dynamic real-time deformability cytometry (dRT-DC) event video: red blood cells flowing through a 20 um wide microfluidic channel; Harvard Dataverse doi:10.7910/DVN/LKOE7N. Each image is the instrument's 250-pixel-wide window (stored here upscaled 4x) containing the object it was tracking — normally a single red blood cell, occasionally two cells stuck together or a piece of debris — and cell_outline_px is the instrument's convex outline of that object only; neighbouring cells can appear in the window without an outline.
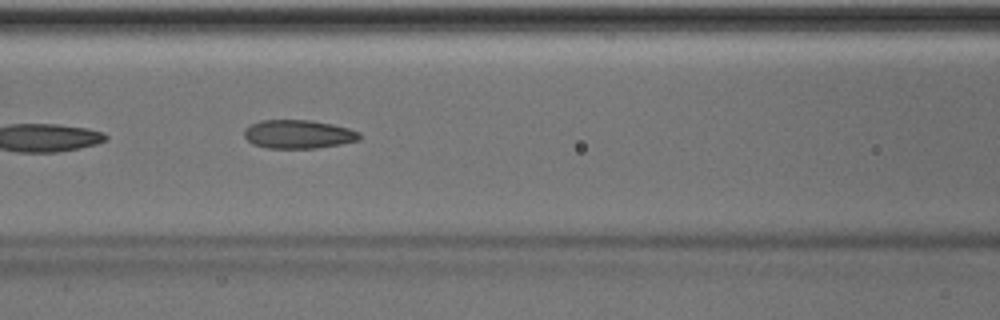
{"species": "Egyptian fruit bat (a non-hibernating species)", "species_latin": "Rousettus aegyptiacus", "temperature_condition": "room temperature", "stored_images_in_passage": 22, "camera_frame_rate_fps": 3000, "um_per_image_px": 0.085, "animal": {"sex": "male"}, "frame": {"image": 1, "passage_image": 7, "time_ms": 2.0, "image_size_px": [1000, 320], "cell_outline_px": [[360, 140], [340, 144], [316, 148], [268, 148], [252, 144], [244, 136], [244, 128], [260, 120], [312, 120], [332, 124], [348, 128], [360, 132]], "centroid_in_image_um": [25.35, 11.4], "position_along_channel_um": 141.2, "area_um2": 19.25}}